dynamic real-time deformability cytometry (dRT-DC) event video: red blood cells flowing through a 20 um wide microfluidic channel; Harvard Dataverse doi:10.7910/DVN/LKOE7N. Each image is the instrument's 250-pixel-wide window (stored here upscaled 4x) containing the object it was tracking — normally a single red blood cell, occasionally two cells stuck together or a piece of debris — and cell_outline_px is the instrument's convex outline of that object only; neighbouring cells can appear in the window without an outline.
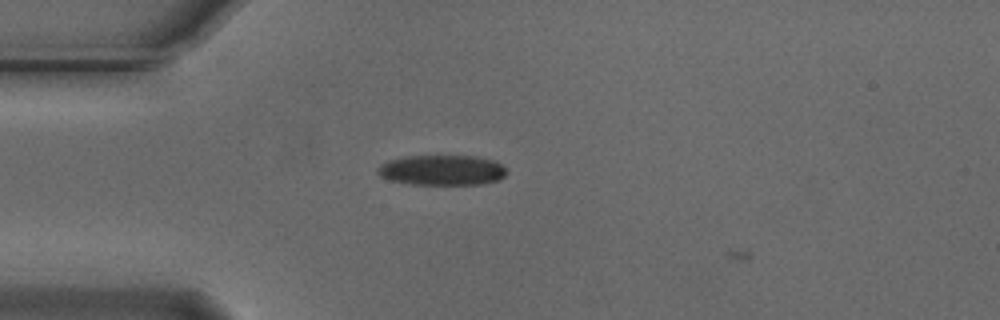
{"species": "Egyptian fruit bat (a non-hibernating species)", "species_latin": "Rousettus aegyptiacus", "temperature_condition": "cold", "stored_images_in_passage": 11, "camera_frame_rate_fps": 3000, "um_per_image_px": 0.085, "animal": {"sex": "male"}, "frame": {"image": 1, "passage_image": 9, "time_ms": 2.667, "image_size_px": [1000, 320], "cell_outline_px": [[508, 172], [500, 180], [484, 184], [408, 184], [392, 180], [380, 176], [376, 172], [376, 168], [380, 164], [388, 160], [404, 156], [476, 156], [492, 160], [500, 164]], "centroid_in_image_um": [37.55, 14.46], "position_along_channel_um": 47.4, "area_um2": 22.83}}